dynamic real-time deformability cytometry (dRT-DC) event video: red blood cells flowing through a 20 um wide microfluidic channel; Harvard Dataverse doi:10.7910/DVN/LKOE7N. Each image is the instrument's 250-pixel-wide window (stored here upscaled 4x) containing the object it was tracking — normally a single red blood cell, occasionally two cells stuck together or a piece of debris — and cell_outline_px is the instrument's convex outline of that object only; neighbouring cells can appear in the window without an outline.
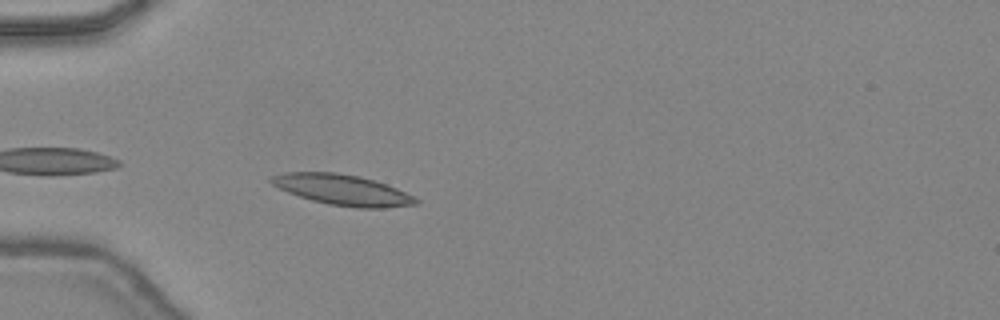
{"species": "common noctule bat (a hibernating species)", "species_latin": "Nyctalus noctula", "temperature_condition": "warm", "stored_images_in_passage": 9, "camera_frame_rate_fps": 3000, "um_per_image_px": 0.085, "animal": {"sex": "female", "body_mass_g": 24.6, "forearm_length_mm": 56.2}, "frame": {"image": 1, "passage_image": 2, "time_ms": 0.333, "image_size_px": [1000, 320], "cell_outline_px": [[420, 204], [384, 208], [356, 208], [328, 204], [312, 200], [288, 192], [272, 184], [268, 180], [272, 176], [284, 172], [336, 172], [360, 176], [396, 188], [420, 200]], "centroid_in_image_um": [29.11, 16.14], "position_along_channel_um": 55.9, "area_um2": 25.66}}
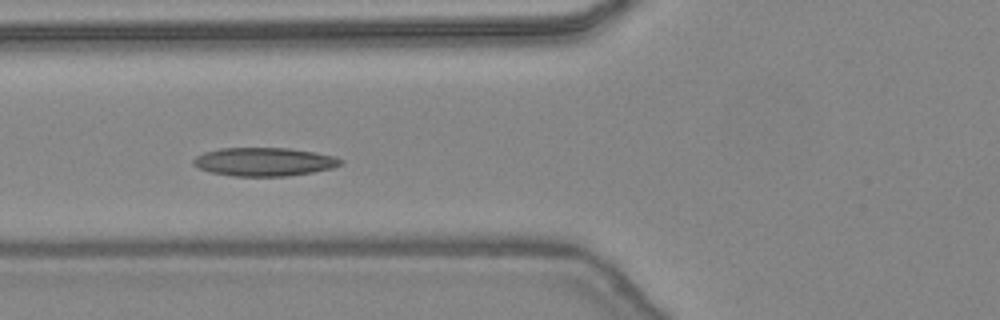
{"frame": {"image": 2, "passage_image": 6, "time_ms": 1.667, "image_size_px": [1000, 320], "cell_outline_px": [[344, 160], [340, 164], [332, 168], [312, 172], [288, 176], [232, 176], [212, 172], [200, 168], [192, 164], [192, 160], [196, 156], [204, 152], [220, 148], [288, 148], [336, 156]], "centroid_in_image_um": [22.44, 13.75], "position_along_channel_um": 103.4, "area_um2": 24.33}}